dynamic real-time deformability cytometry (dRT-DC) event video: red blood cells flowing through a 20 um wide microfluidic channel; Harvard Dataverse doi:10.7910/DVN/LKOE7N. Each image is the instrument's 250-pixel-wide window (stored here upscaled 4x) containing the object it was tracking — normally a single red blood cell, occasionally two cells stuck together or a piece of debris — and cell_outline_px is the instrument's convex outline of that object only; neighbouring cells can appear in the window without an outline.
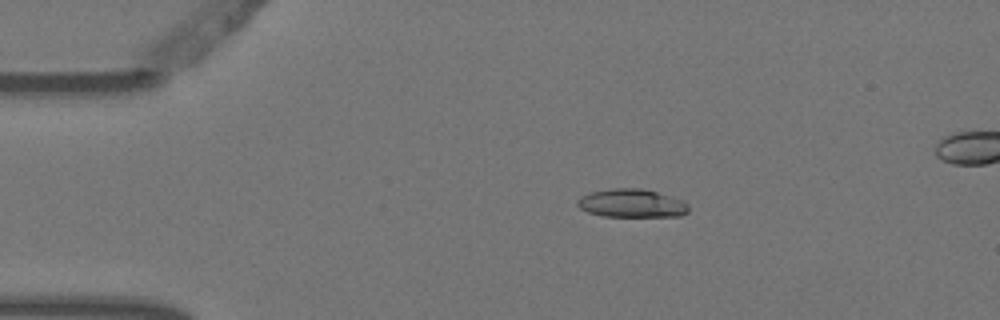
{"species": "Egyptian fruit bat (a non-hibernating species)", "species_latin": "Rousettus aegyptiacus", "temperature_condition": "warm", "stored_images_in_passage": 3, "camera_frame_rate_fps": 3000, "um_per_image_px": 0.085, "animal": {"sex": "female"}, "frame": {"image": 1, "passage_image": 1, "time_ms": 0.0, "image_size_px": [1000, 320], "cell_outline_px": [[688, 212], [680, 216], [604, 216], [588, 212], [580, 208], [576, 204], [576, 200], [580, 196], [588, 192], [612, 188], [640, 188], [656, 192], [684, 200], [688, 204]], "centroid_in_image_um": [53.67, 17.27], "position_along_channel_um": 31.3, "area_um2": 18.44}}